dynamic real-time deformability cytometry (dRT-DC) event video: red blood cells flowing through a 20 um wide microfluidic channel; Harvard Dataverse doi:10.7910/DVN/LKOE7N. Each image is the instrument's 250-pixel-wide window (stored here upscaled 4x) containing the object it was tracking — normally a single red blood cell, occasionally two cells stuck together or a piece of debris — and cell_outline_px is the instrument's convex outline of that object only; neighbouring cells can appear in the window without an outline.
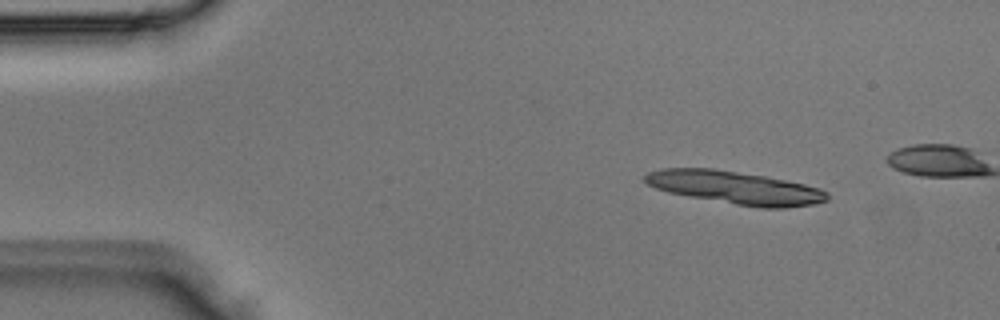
{"species": "Egyptian fruit bat (a non-hibernating species)", "species_latin": "Rousettus aegyptiacus", "temperature_condition": "room temperature", "stored_images_in_passage": 4, "camera_frame_rate_fps": 3000, "um_per_image_px": 0.085, "animal": {"sex": "male"}, "frame": {"image": 1, "passage_image": 1, "time_ms": 0.0, "image_size_px": [1000, 320], "cell_outline_px": [[828, 200], [812, 204], [784, 208], [760, 208], [688, 196], [668, 192], [656, 188], [648, 184], [644, 180], [644, 176], [648, 172], [660, 168], [712, 168], [764, 176], [804, 184], [820, 188], [828, 192]], "centroid_in_image_um": [62.48, 15.94], "position_along_channel_um": 22.5, "area_um2": 34.68}}